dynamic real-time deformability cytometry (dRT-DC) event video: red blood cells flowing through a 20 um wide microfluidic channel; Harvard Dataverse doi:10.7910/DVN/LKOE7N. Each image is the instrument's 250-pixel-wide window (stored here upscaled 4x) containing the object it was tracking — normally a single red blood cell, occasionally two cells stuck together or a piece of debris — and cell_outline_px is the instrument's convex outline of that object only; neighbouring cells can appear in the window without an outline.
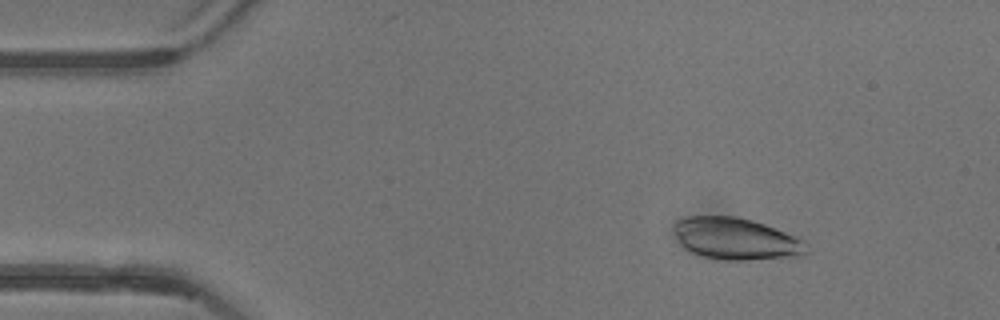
{"species": "common noctule bat (a hibernating species)", "species_latin": "Nyctalus noctula", "temperature_condition": "warm", "stored_images_in_passage": 52, "camera_frame_rate_fps": 3000, "um_per_image_px": 0.085, "animal": {"sex": "female"}, "frame": {"image": 1, "passage_image": 7, "time_ms": 2.0, "image_size_px": [1000, 320], "cell_outline_px": [[808, 252], [804, 256], [748, 260], [724, 260], [700, 256], [684, 248], [680, 244], [672, 232], [672, 224], [676, 220], [684, 216], [736, 216], [752, 220], [764, 224], [796, 236], [804, 240]], "centroid_in_image_um": [62.51, 20.29], "position_along_channel_um": 22.5, "area_um2": 32.89}}
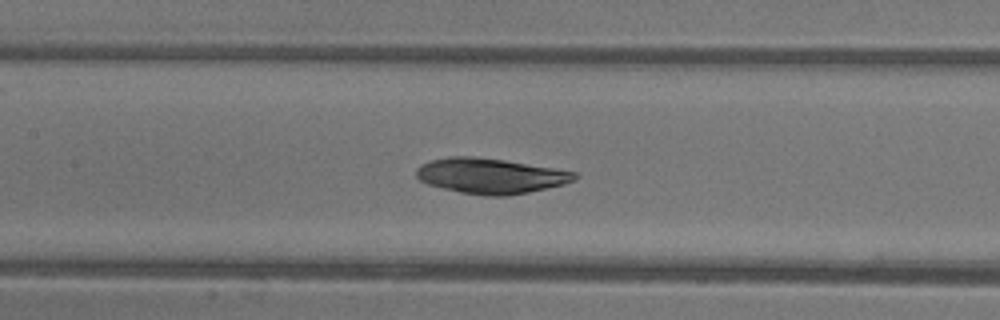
{"frame": {"image": 2, "passage_image": 24, "time_ms": 7.667, "image_size_px": [1000, 320], "cell_outline_px": [[580, 176], [564, 184], [528, 192], [504, 196], [484, 196], [460, 192], [428, 184], [420, 180], [416, 176], [416, 168], [420, 164], [432, 160], [452, 156], [472, 156], [504, 160], [576, 172]], "centroid_in_image_um": [41.67, 14.95], "position_along_channel_um": 165.7, "area_um2": 32.31}}
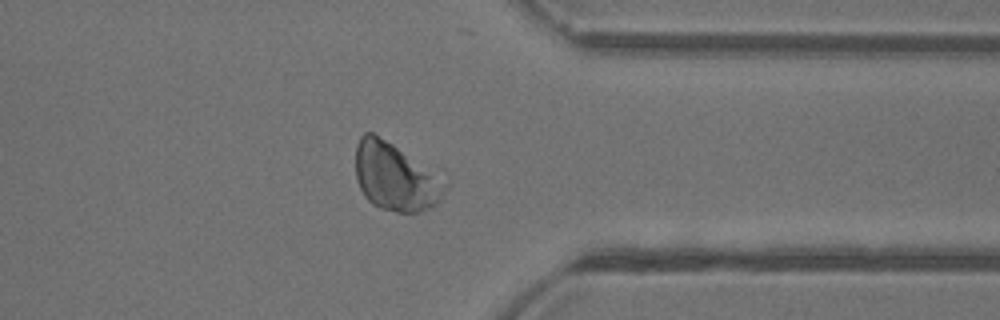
{"frame": {"image": 3, "passage_image": 41, "time_ms": 13.333, "image_size_px": [1000, 320], "cell_outline_px": [[448, 184], [444, 192], [436, 204], [432, 208], [420, 212], [396, 212], [380, 208], [372, 204], [364, 196], [356, 180], [356, 144], [360, 136], [364, 132], [372, 132], [392, 144]], "centroid_in_image_um": [33.54, 15.07], "position_along_channel_um": 377.9, "area_um2": 34.56}}